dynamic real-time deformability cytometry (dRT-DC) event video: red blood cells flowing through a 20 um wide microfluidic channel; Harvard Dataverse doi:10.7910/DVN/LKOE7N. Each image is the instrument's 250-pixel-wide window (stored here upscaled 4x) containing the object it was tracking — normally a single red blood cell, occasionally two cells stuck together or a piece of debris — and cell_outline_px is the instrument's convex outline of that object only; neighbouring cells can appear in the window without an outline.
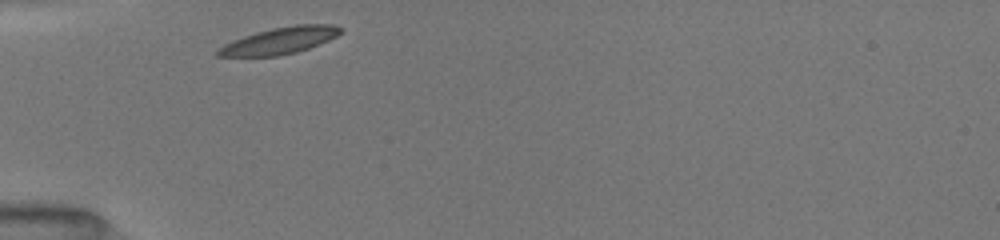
{"species": "common noctule bat (a hibernating species)", "species_latin": "Nyctalus noctula", "temperature_condition": "room temperature", "stored_images_in_passage": 28, "camera_frame_rate_fps": 3000, "um_per_image_px": 0.085, "animal": {"sex": "female", "body_mass_g": 19.5, "forearm_length_mm": 54.1}, "frame": {"image": 1, "passage_image": 1, "time_ms": 0.0, "image_size_px": [1000, 240], "cell_outline_px": [[340, 32], [336, 36], [316, 44], [292, 52], [272, 56], [220, 56], [216, 52], [220, 48], [236, 40], [260, 32], [276, 28], [304, 24], [324, 24], [340, 28]], "centroid_in_image_um": [23.78, 3.46], "position_along_channel_um": 61.2, "area_um2": 17.51}}
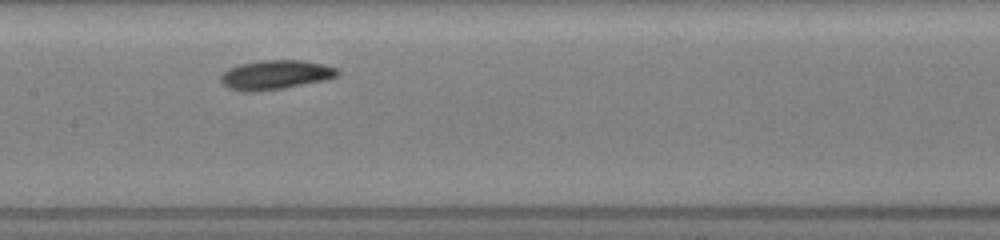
{"frame": {"image": 2, "passage_image": 11, "time_ms": 3.333, "image_size_px": [1000, 240], "cell_outline_px": [[336, 72], [332, 76], [316, 80], [276, 88], [232, 88], [224, 84], [224, 76], [232, 68], [244, 64], [272, 60], [292, 60], [320, 64], [332, 68]], "centroid_in_image_um": [23.42, 6.3], "position_along_channel_um": 184.0, "area_um2": 16.99}}
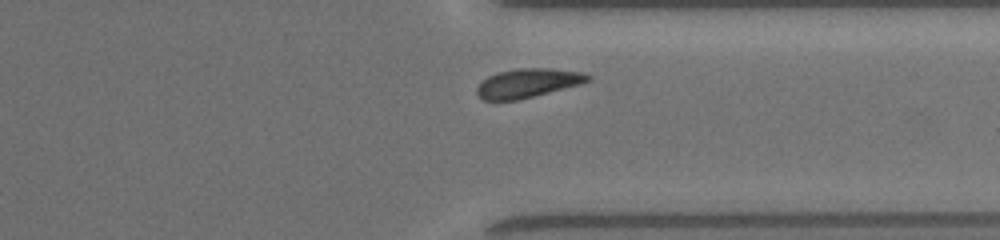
{"frame": {"image": 3, "passage_image": 25, "time_ms": 8.0, "image_size_px": [1000, 240], "cell_outline_px": [[588, 80], [576, 84], [532, 96], [516, 100], [484, 100], [480, 96], [480, 84], [488, 76], [500, 72], [532, 68], [540, 68], [580, 72], [588, 76]], "centroid_in_image_um": [44.81, 7.07], "position_along_channel_um": 366.6, "area_um2": 17.34}, "authors_computed_cell_mechanics": {"area_um2": 17.2822, "velocity_mm_per_s": 3.9034, "shape_relaxation_time_tau1_ms": 2.0622, "shape_relaxation_time_tau2_ms": 4.1056, "deformation_change_tau1": 0.0789, "deformation_change_tau2": 0.0955}}